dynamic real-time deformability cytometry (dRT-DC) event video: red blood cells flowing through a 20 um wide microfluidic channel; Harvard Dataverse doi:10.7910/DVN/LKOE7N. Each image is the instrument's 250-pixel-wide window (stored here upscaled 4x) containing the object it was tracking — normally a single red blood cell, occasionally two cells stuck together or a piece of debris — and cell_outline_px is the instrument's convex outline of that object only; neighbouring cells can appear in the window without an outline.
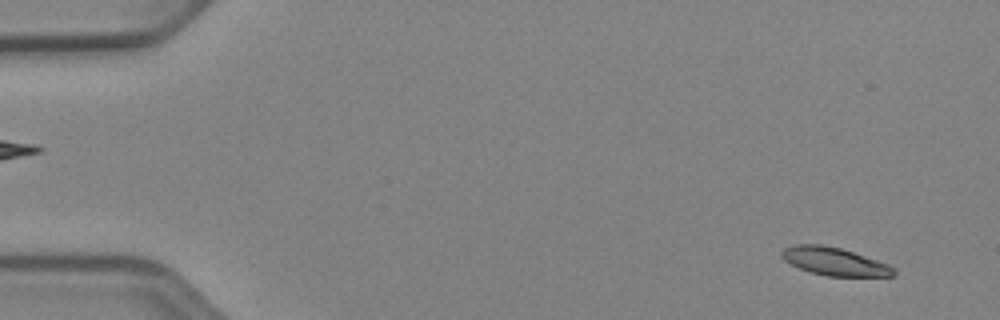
{"species": "Egyptian fruit bat (a non-hibernating species)", "species_latin": "Rousettus aegyptiacus", "temperature_condition": "cold", "stored_images_in_passage": 51, "camera_frame_rate_fps": 3000, "um_per_image_px": 0.085, "animal": {"sex": "female"}, "frame": {"image": 1, "passage_image": 2, "time_ms": 0.333, "image_size_px": [1000, 320], "cell_outline_px": [[896, 272], [892, 276], [824, 276], [800, 268], [784, 260], [780, 256], [780, 252], [784, 248], [796, 244], [820, 244], [840, 248], [888, 264], [896, 268]], "centroid_in_image_um": [70.91, 22.22], "position_along_channel_um": 14.1, "area_um2": 18.09}}
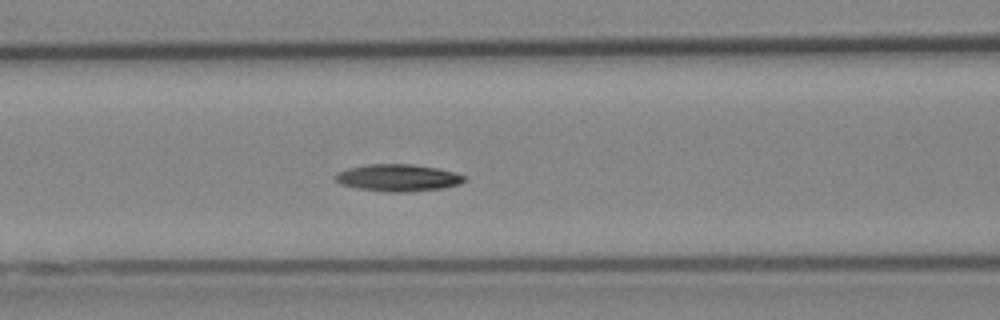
{"frame": {"image": 2, "passage_image": 21, "time_ms": 6.667, "image_size_px": [1000, 320], "cell_outline_px": [[468, 176], [460, 184], [444, 188], [404, 192], [388, 192], [360, 188], [340, 184], [332, 176], [336, 172], [348, 168], [364, 164], [412, 164], [436, 168]], "centroid_in_image_um": [33.8, 15.1], "position_along_channel_um": 132.8, "area_um2": 20.35}}
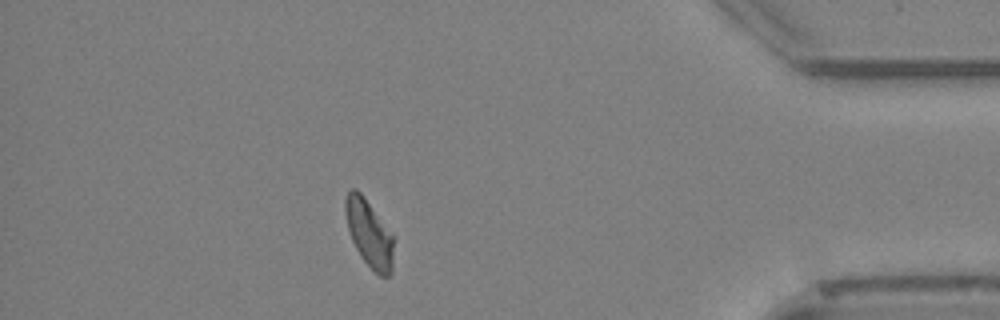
{"frame": {"image": 3, "passage_image": 45, "time_ms": 14.667, "image_size_px": [1000, 320], "cell_outline_px": [[392, 272], [388, 276], [380, 276], [360, 256], [352, 240], [348, 228], [344, 212], [344, 200], [348, 192], [352, 188], [356, 188], [360, 192], [392, 236]], "centroid_in_image_um": [31.33, 19.83], "position_along_channel_um": 403.9, "area_um2": 18.21}, "authors_computed_cell_mechanics": {"area_um2": 19.2474, "velocity_mm_per_s": 3.8991, "shape_relaxation_time_tau1_ms": 6.114, "shape_relaxation_time_tau2_ms": null, "deformation_change_tau1": 0.1313, "deformation_change_tau2": null}}